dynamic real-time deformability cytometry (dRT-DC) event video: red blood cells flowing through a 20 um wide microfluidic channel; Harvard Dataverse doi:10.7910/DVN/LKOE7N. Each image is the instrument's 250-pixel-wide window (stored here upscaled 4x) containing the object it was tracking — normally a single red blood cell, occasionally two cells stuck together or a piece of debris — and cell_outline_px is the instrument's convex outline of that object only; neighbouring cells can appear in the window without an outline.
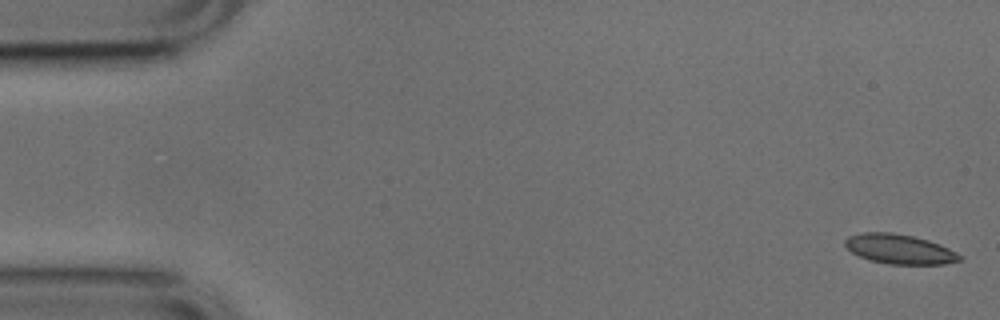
{"species": "common noctule bat (a hibernating species)", "species_latin": "Nyctalus noctula", "temperature_condition": "cold", "stored_images_in_passage": 52, "camera_frame_rate_fps": 3000, "um_per_image_px": 0.085, "animal": {"sex": "male", "body_mass_g": 17.9, "forearm_length_mm": 54.2}, "frame": {"image": 1, "passage_image": 1, "time_ms": 0.0, "image_size_px": [1000, 320], "cell_outline_px": [[964, 260], [944, 264], [888, 264], [868, 260], [852, 252], [844, 244], [844, 240], [848, 236], [864, 232], [892, 232], [912, 236], [928, 240], [940, 244], [964, 256]], "centroid_in_image_um": [76.48, 21.18], "position_along_channel_um": 8.5, "area_um2": 19.94}}
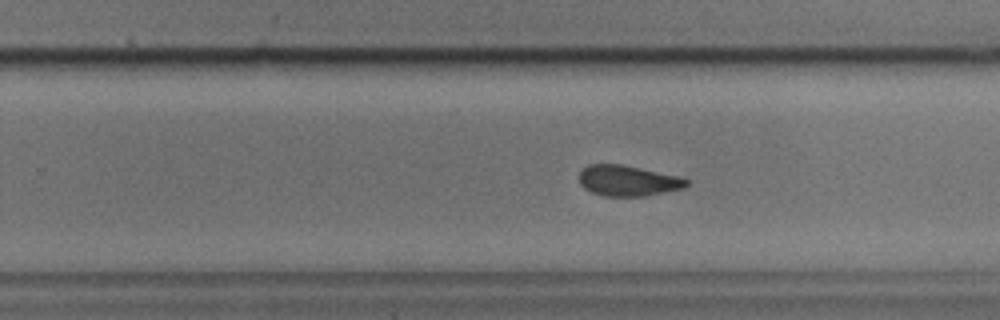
{"frame": {"image": 2, "passage_image": 32, "time_ms": 10.333, "image_size_px": [1000, 320], "cell_outline_px": [[688, 184], [684, 188], [644, 196], [604, 196], [592, 192], [584, 188], [580, 184], [580, 172], [588, 164], [620, 164], [640, 168], [676, 176], [688, 180]], "centroid_in_image_um": [53.34, 15.36], "position_along_channel_um": 276.5, "area_um2": 18.9}}
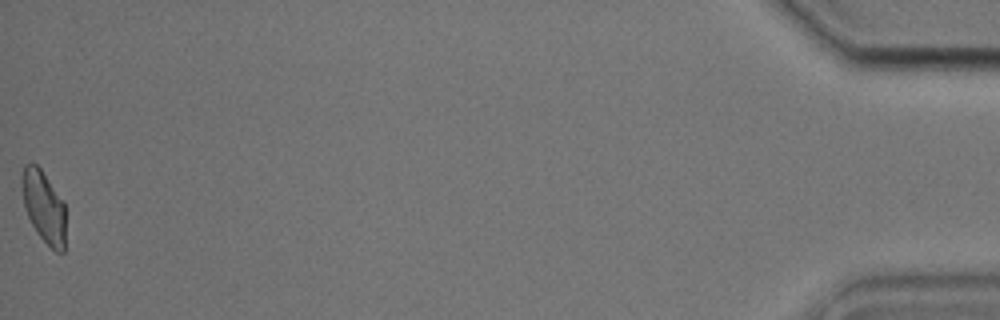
{"frame": {"image": 3, "passage_image": 52, "time_ms": 17.0, "image_size_px": [1000, 320], "cell_outline_px": [[64, 252], [56, 252], [36, 232], [24, 208], [20, 184], [20, 172], [24, 164], [32, 160], [40, 168], [64, 200]], "centroid_in_image_um": [3.67, 17.48], "position_along_channel_um": 431.5, "area_um2": 18.67}, "authors_computed_cell_mechanics": {"area_um2": 19.941, "velocity_mm_per_s": 3.805, "shape_relaxation_time_tau1_ms": 10.5291, "shape_relaxation_time_tau2_ms": 2.2975, "deformation_change_tau1": 0.1619, "deformation_change_tau2": 0.0859}}